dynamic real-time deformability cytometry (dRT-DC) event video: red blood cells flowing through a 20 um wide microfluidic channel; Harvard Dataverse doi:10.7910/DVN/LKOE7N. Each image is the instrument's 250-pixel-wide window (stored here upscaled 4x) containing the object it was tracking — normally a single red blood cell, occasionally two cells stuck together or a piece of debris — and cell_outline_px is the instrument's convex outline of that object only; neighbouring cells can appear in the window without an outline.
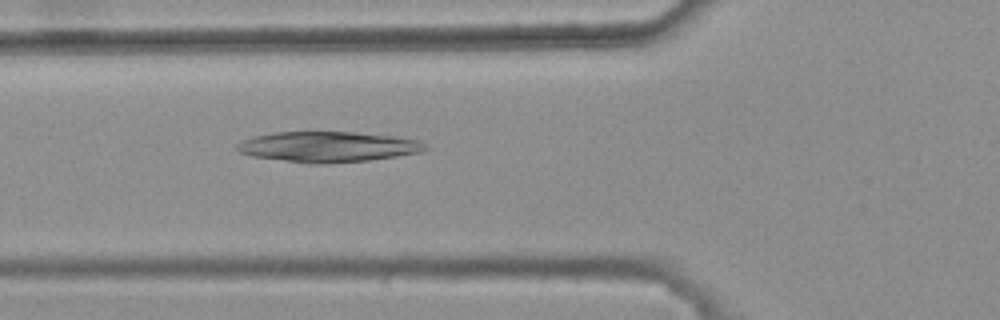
{"species": "common noctule bat (a hibernating species)", "species_latin": "Nyctalus noctula", "temperature_condition": "warm", "stored_images_in_passage": 3, "camera_frame_rate_fps": 3000, "um_per_image_px": 0.085, "animal": {"sex": "female", "body_mass_g": 25.1}, "frame": {"image": 1, "passage_image": 3, "time_ms": 0.667, "image_size_px": [1000, 320], "cell_outline_px": [[428, 148], [420, 152], [396, 156], [368, 160], [320, 164], [312, 164], [252, 156], [240, 152], [236, 148], [236, 144], [252, 136], [276, 132], [356, 132], [392, 136], [420, 140]], "centroid_in_image_um": [27.86, 12.47], "position_along_channel_um": 97.9, "area_um2": 33.23}}